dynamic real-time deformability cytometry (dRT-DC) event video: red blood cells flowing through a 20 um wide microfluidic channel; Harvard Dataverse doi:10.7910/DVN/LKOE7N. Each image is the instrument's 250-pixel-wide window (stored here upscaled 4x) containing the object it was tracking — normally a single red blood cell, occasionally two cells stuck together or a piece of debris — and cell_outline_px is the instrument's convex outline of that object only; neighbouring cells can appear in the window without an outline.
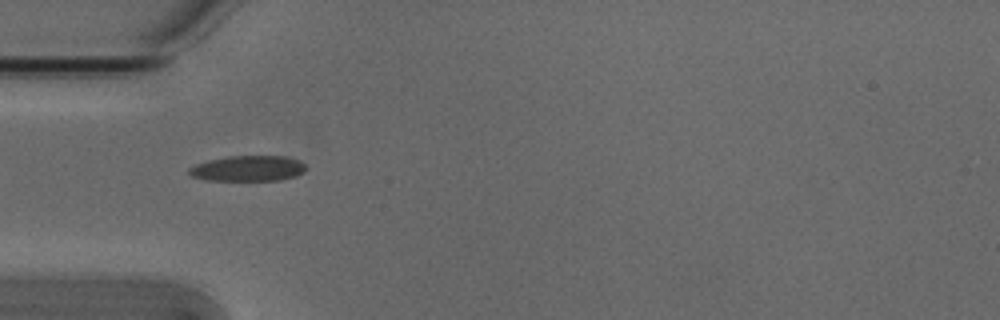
{"species": "Egyptian fruit bat (a non-hibernating species)", "species_latin": "Rousettus aegyptiacus", "temperature_condition": "cold", "stored_images_in_passage": 5, "camera_frame_rate_fps": 3000, "um_per_image_px": 0.085, "animal": {"sex": "male"}, "frame": {"image": 1, "passage_image": 3, "time_ms": 0.667, "image_size_px": [1000, 320], "cell_outline_px": [[304, 172], [296, 176], [280, 180], [208, 180], [192, 176], [188, 172], [188, 168], [196, 164], [212, 160], [232, 156], [284, 156], [300, 160], [304, 164]], "centroid_in_image_um": [21.11, 14.32], "position_along_channel_um": 63.9, "area_um2": 17.17}}
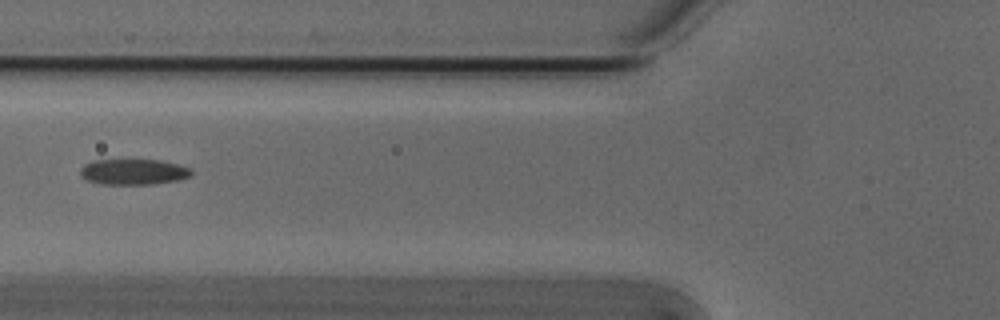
{"frame": {"image": 2, "passage_image": 4, "time_ms": 1.0, "image_size_px": [1000, 320], "cell_outline_px": [[192, 176], [180, 180], [152, 184], [104, 184], [88, 180], [80, 176], [80, 168], [84, 164], [92, 160], [160, 160], [192, 168]], "centroid_in_image_um": [11.36, 14.6], "position_along_channel_um": 114.4, "area_um2": 16.7}}